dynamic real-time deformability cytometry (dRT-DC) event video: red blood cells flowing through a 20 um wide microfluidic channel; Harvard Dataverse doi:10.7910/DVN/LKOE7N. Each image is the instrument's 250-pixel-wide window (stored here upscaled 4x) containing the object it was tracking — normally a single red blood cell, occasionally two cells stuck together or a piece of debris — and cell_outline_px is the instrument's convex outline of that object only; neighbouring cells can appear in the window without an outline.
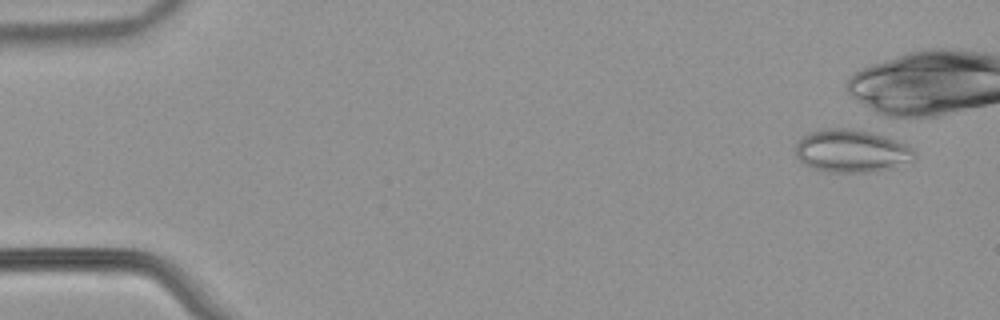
{"species": "common noctule bat (a hibernating species)", "species_latin": "Nyctalus noctula", "temperature_condition": "warm", "stored_images_in_passage": 5, "camera_frame_rate_fps": 3000, "um_per_image_px": 0.085, "animal": {"sex": "male", "body_mass_g": 21.5, "forearm_length_mm": 52.0}, "frame": {"image": 1, "passage_image": 1, "time_ms": 0.0, "image_size_px": [1000, 320], "cell_outline_px": [[916, 156], [912, 160], [892, 168], [872, 172], [828, 172], [804, 164], [796, 156], [796, 140], [808, 132], [820, 128], [852, 128], [884, 136], [896, 140], [912, 148]], "centroid_in_image_um": [72.34, 12.82], "position_along_channel_um": 12.7, "area_um2": 29.71}}